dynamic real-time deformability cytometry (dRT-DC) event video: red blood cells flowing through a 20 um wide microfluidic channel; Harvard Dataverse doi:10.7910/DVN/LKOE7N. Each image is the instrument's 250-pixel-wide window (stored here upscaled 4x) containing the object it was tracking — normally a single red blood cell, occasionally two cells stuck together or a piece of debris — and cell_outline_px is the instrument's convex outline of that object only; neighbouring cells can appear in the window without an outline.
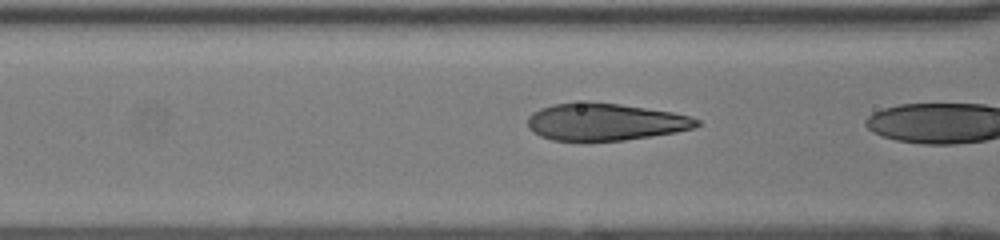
{"species": "human", "species_latin": "Homo sapiens", "temperature_condition": "room temperature", "stored_images_in_passage": 22, "camera_frame_rate_fps": 3000, "um_per_image_px": 0.085, "donor": {"sex": "female"}, "frame": {"image": 1, "passage_image": 21, "time_ms": 6.667, "image_size_px": [1000, 240], "cell_outline_px": [[700, 124], [692, 128], [676, 132], [652, 136], [624, 140], [552, 140], [540, 136], [532, 132], [528, 128], [528, 116], [532, 112], [540, 108], [552, 104], [588, 100], [620, 104], [672, 112], [692, 116], [700, 120]], "centroid_in_image_um": [51.41, 10.34], "position_along_channel_um": 115.2, "area_um2": 36.93}}